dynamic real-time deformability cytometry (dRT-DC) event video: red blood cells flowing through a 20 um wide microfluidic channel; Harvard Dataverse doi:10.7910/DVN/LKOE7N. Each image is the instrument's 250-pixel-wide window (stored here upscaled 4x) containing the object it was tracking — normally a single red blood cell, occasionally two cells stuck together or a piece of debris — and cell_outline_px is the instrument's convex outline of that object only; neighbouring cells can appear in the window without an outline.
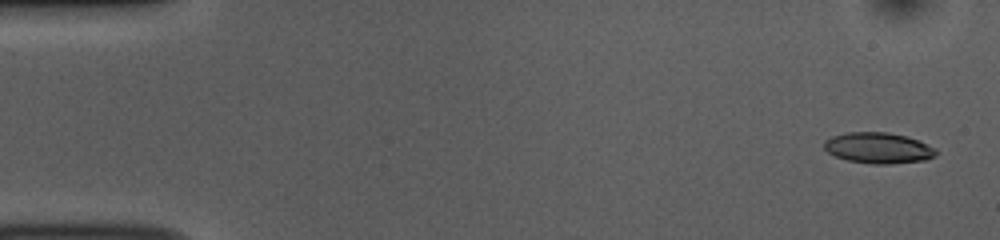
{"species": "common noctule bat (a hibernating species)", "species_latin": "Nyctalus noctula", "temperature_condition": "room temperature", "stored_images_in_passage": 52, "camera_frame_rate_fps": 3000, "um_per_image_px": 0.085, "animal": {"sex": "female", "body_mass_g": 10.0, "forearm_length_mm": 53.1}, "frame": {"image": 1, "passage_image": 2, "time_ms": 0.333, "image_size_px": [1000, 240], "cell_outline_px": [[936, 156], [924, 160], [888, 164], [872, 164], [848, 160], [836, 156], [828, 152], [824, 148], [824, 140], [832, 136], [848, 132], [888, 132], [904, 136], [916, 140], [936, 148]], "centroid_in_image_um": [74.64, 12.58], "position_along_channel_um": 10.4, "area_um2": 19.94}}
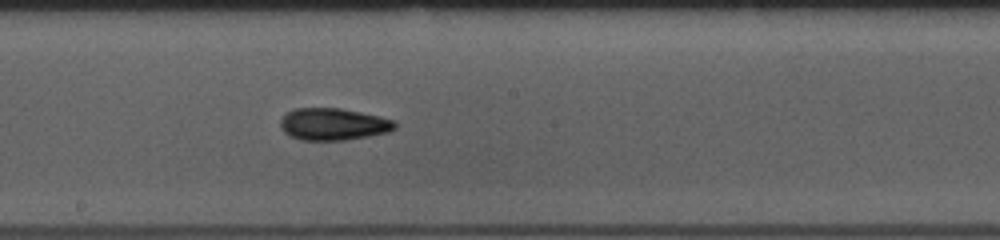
{"frame": {"image": 2, "passage_image": 28, "time_ms": 9.0, "image_size_px": [1000, 240], "cell_outline_px": [[396, 128], [388, 132], [368, 136], [344, 140], [300, 140], [284, 132], [280, 128], [280, 120], [288, 112], [296, 108], [340, 108], [380, 116], [396, 120]], "centroid_in_image_um": [28.35, 10.55], "position_along_channel_um": 219.9, "area_um2": 21.39}}
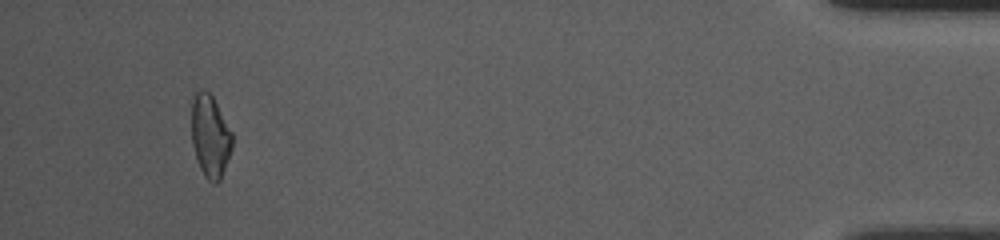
{"frame": {"image": 3, "passage_image": 49, "time_ms": 16.0, "image_size_px": [1000, 240], "cell_outline_px": [[232, 148], [220, 180], [216, 184], [208, 180], [204, 176], [200, 168], [192, 144], [192, 100], [196, 92], [200, 88], [208, 92], [212, 96], [232, 132]], "centroid_in_image_um": [17.86, 11.58], "position_along_channel_um": 417.3, "area_um2": 19.36}, "authors_computed_cell_mechanics": {"area_um2": 20.1722, "velocity_mm_per_s": 3.828, "shape_relaxation_time_tau1_ms": 7.0689, "shape_relaxation_time_tau2_ms": 4.6349, "deformation_change_tau1": 0.1557, "deformation_change_tau2": 0.1273}}